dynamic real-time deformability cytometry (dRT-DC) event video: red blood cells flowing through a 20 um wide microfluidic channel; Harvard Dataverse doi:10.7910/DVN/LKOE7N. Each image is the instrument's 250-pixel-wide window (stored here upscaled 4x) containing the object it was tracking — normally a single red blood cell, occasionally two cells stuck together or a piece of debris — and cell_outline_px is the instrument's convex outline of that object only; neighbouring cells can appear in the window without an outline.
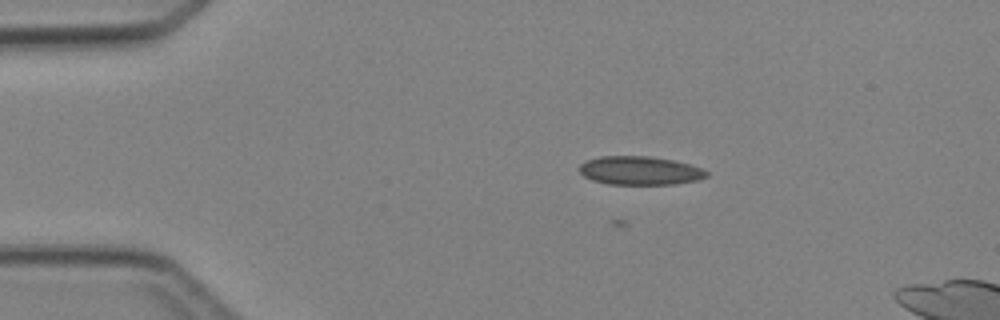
{"species": "Egyptian fruit bat (a non-hibernating species)", "species_latin": "Rousettus aegyptiacus", "temperature_condition": "cold", "stored_images_in_passage": 6, "camera_frame_rate_fps": 3000, "um_per_image_px": 0.085, "animal": {"sex": "female"}, "frame": {"image": 1, "passage_image": 4, "time_ms": 3.333, "image_size_px": [1000, 320], "cell_outline_px": [[708, 176], [700, 180], [676, 184], [608, 184], [592, 180], [584, 176], [580, 172], [580, 164], [588, 160], [600, 156], [648, 156], [672, 160], [688, 164], [700, 168], [708, 172]], "centroid_in_image_um": [54.4, 14.51], "position_along_channel_um": 30.6, "area_um2": 21.1}}